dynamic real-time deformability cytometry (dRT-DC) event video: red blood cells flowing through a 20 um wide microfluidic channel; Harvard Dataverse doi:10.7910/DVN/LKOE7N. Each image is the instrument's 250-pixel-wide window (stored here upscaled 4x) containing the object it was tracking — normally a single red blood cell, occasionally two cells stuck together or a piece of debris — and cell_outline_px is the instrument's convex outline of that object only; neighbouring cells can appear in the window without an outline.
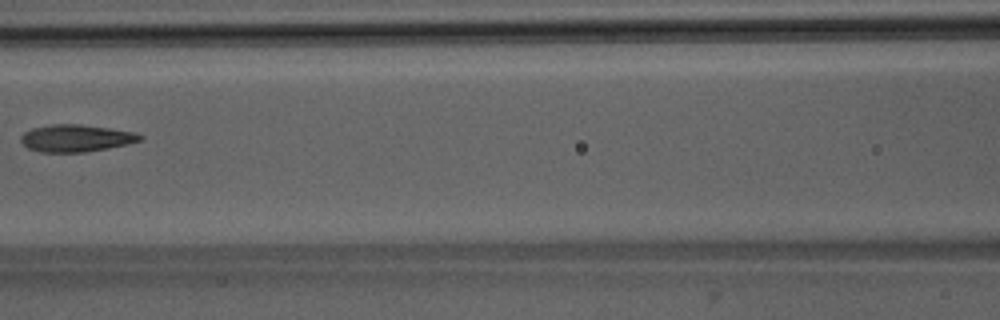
{"species": "Egyptian fruit bat (a non-hibernating species)", "species_latin": "Rousettus aegyptiacus", "temperature_condition": "room temperature", "stored_images_in_passage": 7, "camera_frame_rate_fps": 3000, "um_per_image_px": 0.085, "animal": {"sex": "male"}, "frame": {"image": 1, "passage_image": 7, "time_ms": 7.667, "image_size_px": [1000, 320], "cell_outline_px": [[144, 140], [128, 144], [108, 148], [84, 152], [40, 152], [28, 148], [20, 140], [20, 136], [24, 132], [32, 128], [52, 124], [80, 124], [136, 132], [144, 136]], "centroid_in_image_um": [6.49, 11.74], "position_along_channel_um": 160.1, "area_um2": 18.96}}